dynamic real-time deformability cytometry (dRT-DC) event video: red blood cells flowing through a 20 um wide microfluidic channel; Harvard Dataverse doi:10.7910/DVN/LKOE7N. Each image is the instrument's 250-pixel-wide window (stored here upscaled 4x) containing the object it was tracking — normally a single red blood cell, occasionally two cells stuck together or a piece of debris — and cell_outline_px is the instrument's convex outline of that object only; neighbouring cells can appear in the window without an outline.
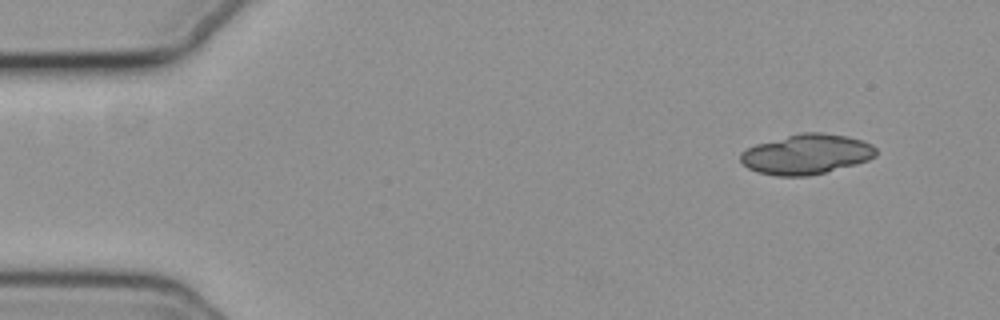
{"species": "common noctule bat (a hibernating species)", "species_latin": "Nyctalus noctula", "temperature_condition": "cold", "stored_images_in_passage": 12, "camera_frame_rate_fps": 3000, "um_per_image_px": 0.085, "animal": {"sex": "female", "body_mass_g": 19.3, "forearm_length_mm": 54.1}, "frame": {"image": 1, "passage_image": 1, "time_ms": 0.0, "image_size_px": [1000, 320], "cell_outline_px": [[876, 156], [868, 160], [856, 164], [808, 176], [776, 176], [756, 172], [748, 168], [740, 160], [740, 152], [756, 144], [800, 132], [824, 132], [848, 136], [872, 144], [876, 148]], "centroid_in_image_um": [68.54, 13.1], "position_along_channel_um": 16.5, "area_um2": 31.67}}